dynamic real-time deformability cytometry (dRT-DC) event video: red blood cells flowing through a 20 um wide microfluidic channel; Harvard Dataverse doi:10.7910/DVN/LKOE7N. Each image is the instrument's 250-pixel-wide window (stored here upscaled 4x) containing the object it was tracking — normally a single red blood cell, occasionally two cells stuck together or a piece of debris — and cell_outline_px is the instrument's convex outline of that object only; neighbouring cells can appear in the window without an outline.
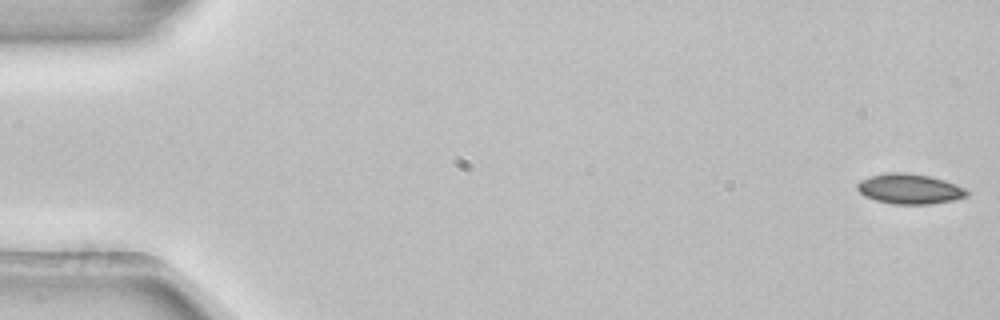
{"species": "common noctule bat (a hibernating species)", "species_latin": "Nyctalus noctula", "temperature_condition": "room temperature", "stored_images_in_passage": 53, "camera_frame_rate_fps": 3000, "um_per_image_px": 0.085, "animal": {"sex": "female", "body_mass_g": 22.7, "forearm_length_mm": 54.2}, "frame": {"image": 1, "passage_image": 1, "time_ms": 0.0, "image_size_px": [1000, 320], "cell_outline_px": [[972, 192], [968, 196], [952, 200], [928, 204], [892, 204], [876, 200], [864, 196], [856, 188], [856, 184], [860, 180], [872, 176], [888, 172], [904, 172], [928, 176], [944, 180], [956, 184]], "centroid_in_image_um": [77.32, 16.06], "position_along_channel_um": 7.7, "area_um2": 19.25}}
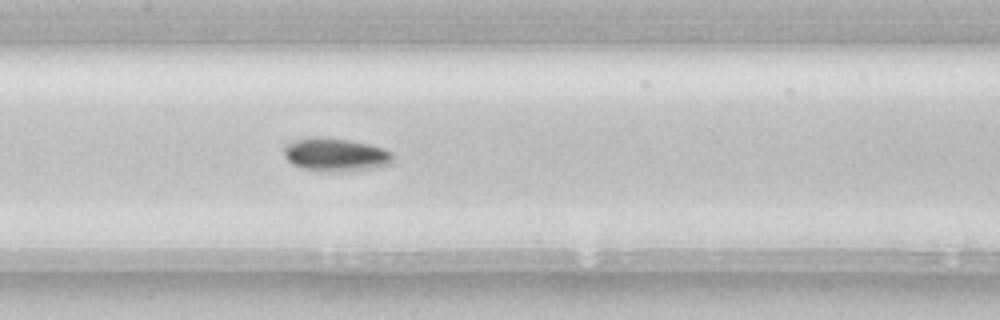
{"frame": {"image": 2, "passage_image": 26, "time_ms": 8.333, "image_size_px": [1000, 320], "cell_outline_px": [[392, 164], [348, 172], [340, 172], [300, 168], [292, 164], [284, 156], [284, 148], [288, 144], [296, 140], [312, 136], [320, 136], [348, 140], [372, 144], [384, 148], [392, 152]], "centroid_in_image_um": [28.54, 13.14], "position_along_channel_um": 178.9, "area_um2": 21.21}}
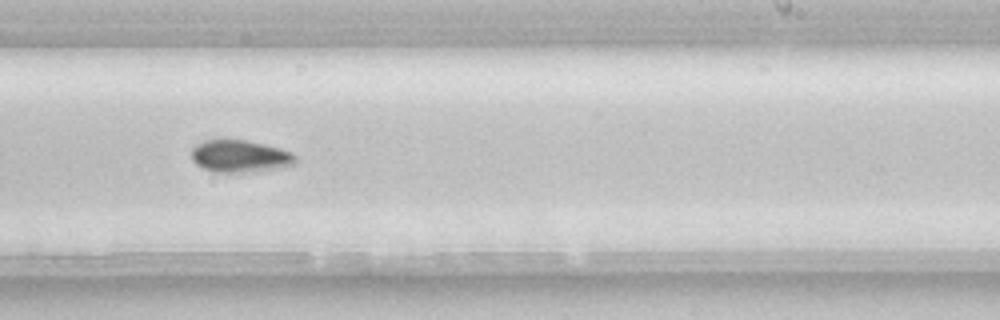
{"frame": {"image": 3, "passage_image": 33, "time_ms": 10.667, "image_size_px": [1000, 320], "cell_outline_px": [[296, 164], [280, 168], [240, 172], [212, 172], [196, 164], [192, 160], [192, 148], [196, 144], [204, 140], [216, 136], [224, 136], [264, 144], [280, 148], [292, 152], [296, 156]], "centroid_in_image_um": [20.35, 13.22], "position_along_channel_um": 268.6, "area_um2": 20.17}, "authors_computed_cell_mechanics": {"area_um2": 19.1318, "velocity_mm_per_s": 3.8693, "shape_relaxation_time_tau1_ms": 3.2298, "shape_relaxation_time_tau2_ms": null, "deformation_change_tau1": 0.0762, "deformation_change_tau2": null}}